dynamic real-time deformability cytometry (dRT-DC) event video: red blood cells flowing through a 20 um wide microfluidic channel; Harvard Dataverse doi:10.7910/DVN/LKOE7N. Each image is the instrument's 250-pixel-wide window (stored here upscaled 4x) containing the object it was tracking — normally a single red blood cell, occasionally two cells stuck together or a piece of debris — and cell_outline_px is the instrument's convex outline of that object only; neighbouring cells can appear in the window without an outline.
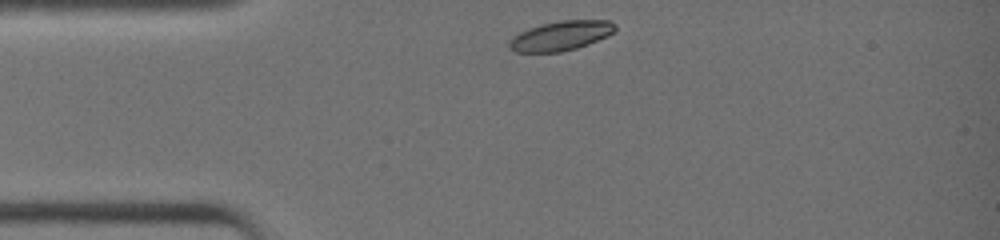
{"species": "common noctule bat (a hibernating species)", "species_latin": "Nyctalus noctula", "temperature_condition": "warm", "stored_images_in_passage": 28, "camera_frame_rate_fps": 3000, "um_per_image_px": 0.085, "animal": {"sex": "female", "body_mass_g": 19.0, "forearm_length_mm": 51.5}, "frame": {"image": 1, "passage_image": 1, "time_ms": 0.0, "image_size_px": [1000, 240], "cell_outline_px": [[616, 28], [608, 36], [588, 44], [576, 48], [560, 52], [516, 52], [508, 44], [512, 36], [528, 28], [540, 24], [560, 20], [612, 20], [616, 24]], "centroid_in_image_um": [47.69, 3.02], "position_along_channel_um": 37.3, "area_um2": 18.26}}
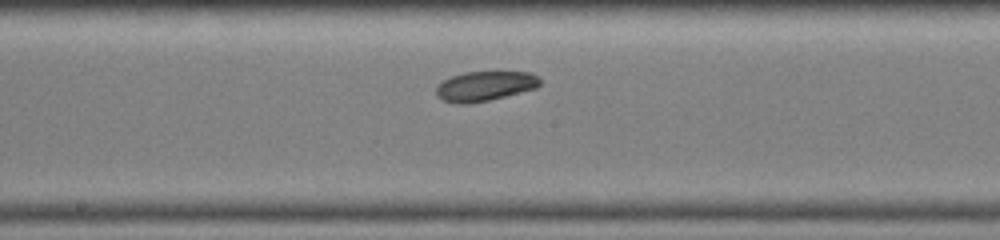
{"frame": {"image": 2, "passage_image": 14, "time_ms": 4.333, "image_size_px": [1000, 240], "cell_outline_px": [[540, 84], [536, 88], [488, 100], [468, 104], [456, 104], [440, 100], [436, 96], [436, 88], [444, 80], [452, 76], [464, 72], [532, 72], [540, 80]], "centroid_in_image_um": [41.18, 7.32], "position_along_channel_um": 207.0, "area_um2": 17.92}}
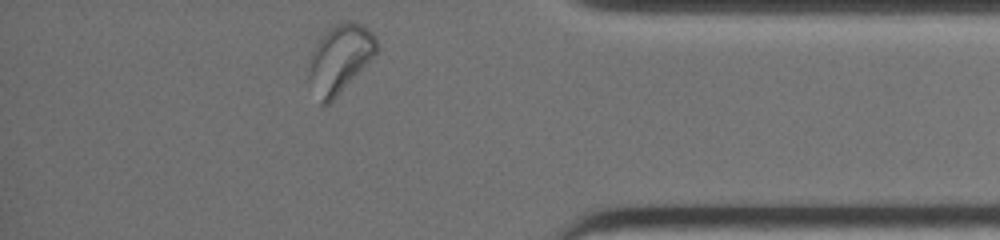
{"frame": {"image": 3, "passage_image": 28, "time_ms": 9.0, "image_size_px": [1000, 240], "cell_outline_px": [[376, 52], [340, 92], [328, 104], [320, 104], [308, 80], [308, 76], [312, 48], [328, 28], [336, 24], [348, 20], [352, 20], [368, 28], [376, 36]], "centroid_in_image_um": [28.85, 4.95], "position_along_channel_um": 406.4, "area_um2": 26.41}, "authors_computed_cell_mechanics": {"area_um2": 18.785, "velocity_mm_per_s": 4.5601, "shape_relaxation_time_tau1_ms": 1.5751, "shape_relaxation_time_tau2_ms": 9.0053, "deformation_change_tau1": 0.0521, "deformation_change_tau2": 0.1653}}